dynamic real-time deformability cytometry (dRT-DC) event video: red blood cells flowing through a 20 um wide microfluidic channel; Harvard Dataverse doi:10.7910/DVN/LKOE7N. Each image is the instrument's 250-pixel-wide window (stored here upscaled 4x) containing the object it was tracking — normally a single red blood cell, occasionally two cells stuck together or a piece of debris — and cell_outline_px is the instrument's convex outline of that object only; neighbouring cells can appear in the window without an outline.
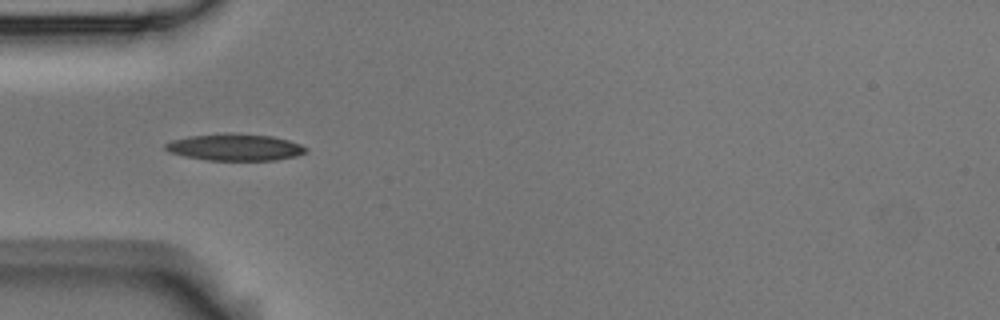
{"species": "Egyptian fruit bat (a non-hibernating species)", "species_latin": "Rousettus aegyptiacus", "temperature_condition": "room temperature", "stored_images_in_passage": 6, "camera_frame_rate_fps": 3000, "um_per_image_px": 0.085, "animal": {"sex": "male"}, "frame": {"image": 1, "passage_image": 5, "time_ms": 1.333, "image_size_px": [1000, 320], "cell_outline_px": [[308, 152], [296, 156], [276, 160], [208, 160], [184, 156], [168, 152], [164, 148], [164, 144], [172, 140], [188, 136], [224, 132], [228, 132], [272, 136], [288, 140], [300, 144], [308, 148]], "centroid_in_image_um": [19.96, 12.5], "position_along_channel_um": 65.0, "area_um2": 22.2}}
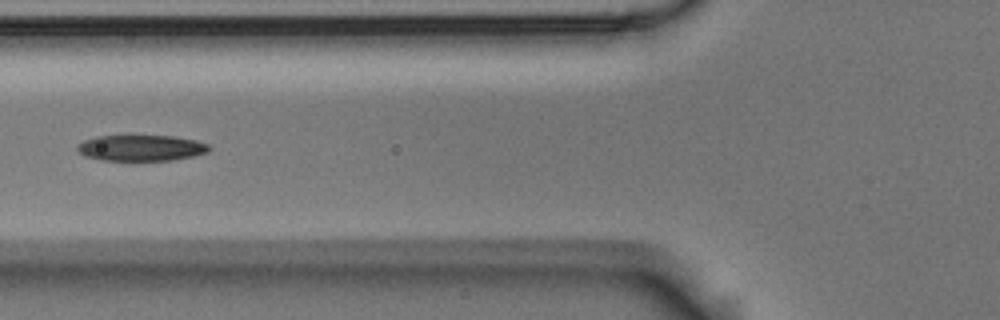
{"frame": {"image": 2, "passage_image": 6, "time_ms": 1.667, "image_size_px": [1000, 320], "cell_outline_px": [[212, 148], [208, 152], [192, 156], [172, 160], [100, 160], [84, 156], [76, 148], [76, 144], [84, 140], [96, 136], [172, 136], [196, 140], [208, 144]], "centroid_in_image_um": [11.98, 12.57], "position_along_channel_um": 113.8, "area_um2": 19.94}}